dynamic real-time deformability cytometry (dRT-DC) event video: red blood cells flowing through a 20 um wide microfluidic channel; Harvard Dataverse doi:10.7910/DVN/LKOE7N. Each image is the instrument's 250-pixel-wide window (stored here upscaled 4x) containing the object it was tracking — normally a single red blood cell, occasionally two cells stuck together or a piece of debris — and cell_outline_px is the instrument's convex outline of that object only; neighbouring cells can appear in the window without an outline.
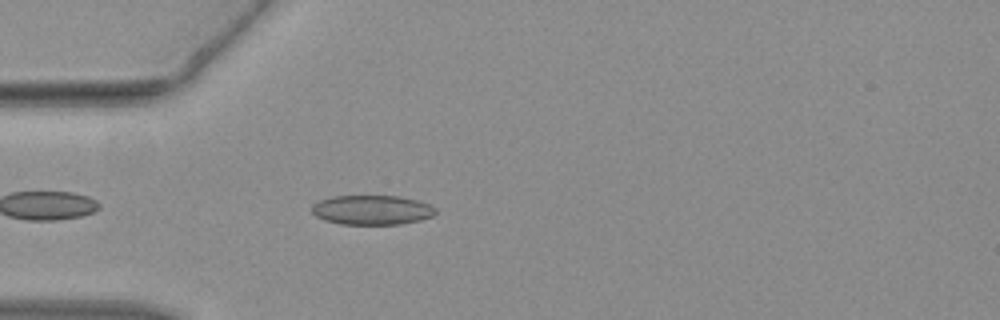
{"species": "common noctule bat (a hibernating species)", "species_latin": "Nyctalus noctula", "temperature_condition": "warm", "stored_images_in_passage": 35, "camera_frame_rate_fps": 3000, "um_per_image_px": 0.085, "animal": {"sex": "female", "body_mass_g": 19.3, "forearm_length_mm": 54.1}, "frame": {"image": 1, "passage_image": 3, "time_ms": 0.667, "image_size_px": [1000, 320], "cell_outline_px": [[436, 212], [432, 216], [420, 220], [400, 224], [340, 224], [324, 220], [316, 216], [312, 212], [312, 204], [320, 200], [332, 196], [396, 196], [416, 200], [428, 204], [436, 208]], "centroid_in_image_um": [31.59, 17.85], "position_along_channel_um": 53.4, "area_um2": 21.21}}
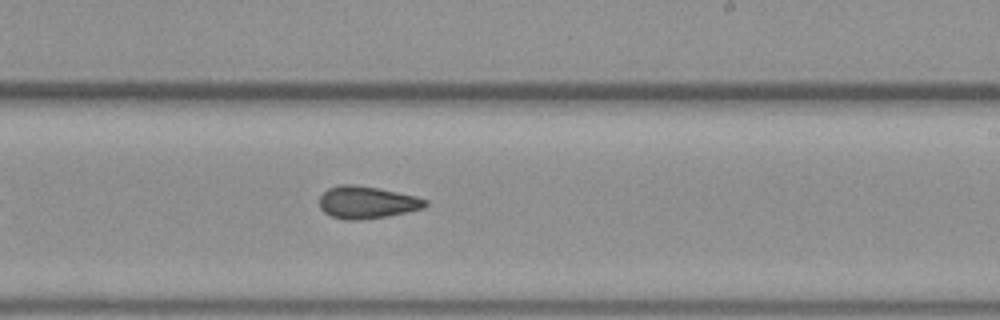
{"frame": {"image": 2, "passage_image": 17, "time_ms": 5.333, "image_size_px": [1000, 320], "cell_outline_px": [[428, 204], [424, 208], [388, 216], [360, 220], [344, 220], [332, 216], [324, 212], [320, 208], [320, 196], [328, 188], [340, 184], [352, 184], [376, 188], [416, 196], [428, 200]], "centroid_in_image_um": [31.18, 17.21], "position_along_channel_um": 257.8, "area_um2": 19.88}}
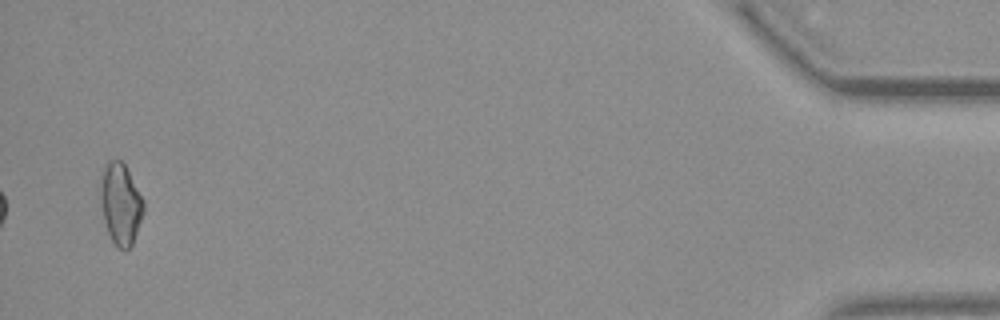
{"frame": {"image": 3, "passage_image": 34, "time_ms": 11.0, "image_size_px": [1000, 320], "cell_outline_px": [[144, 212], [132, 244], [124, 252], [116, 248], [108, 232], [104, 220], [100, 200], [100, 176], [108, 160], [120, 160], [124, 164], [144, 200]], "centroid_in_image_um": [10.24, 17.35], "position_along_channel_um": 425.0, "area_um2": 20.46}}